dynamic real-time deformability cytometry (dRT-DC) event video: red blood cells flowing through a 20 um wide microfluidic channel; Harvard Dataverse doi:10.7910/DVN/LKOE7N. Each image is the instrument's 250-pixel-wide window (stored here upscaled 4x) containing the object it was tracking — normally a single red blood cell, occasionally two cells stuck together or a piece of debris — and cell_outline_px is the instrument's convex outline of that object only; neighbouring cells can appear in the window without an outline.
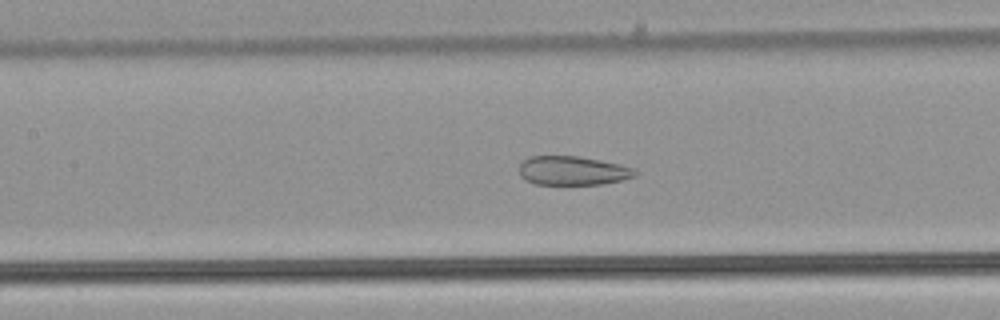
{"species": "common noctule bat (a hibernating species)", "species_latin": "Nyctalus noctula", "temperature_condition": "warm", "stored_images_in_passage": 52, "camera_frame_rate_fps": 3000, "um_per_image_px": 0.085, "animal": {"sex": "male", "body_mass_g": 21.5, "forearm_length_mm": 52.0}, "frame": {"image": 1, "passage_image": 24, "time_ms": 7.667, "image_size_px": [1000, 320], "cell_outline_px": [[640, 172], [636, 176], [604, 184], [536, 184], [524, 180], [520, 176], [520, 164], [528, 156], [576, 156], [600, 160], [620, 164], [636, 168]], "centroid_in_image_um": [48.71, 14.5], "position_along_channel_um": 158.7, "area_um2": 19.71}}
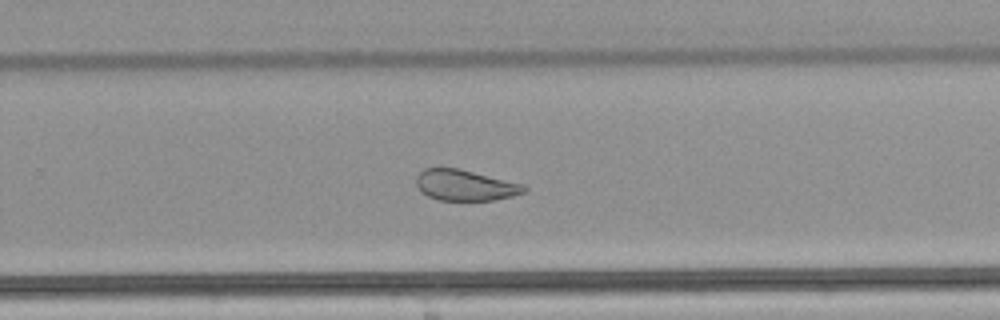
{"frame": {"image": 2, "passage_image": 34, "time_ms": 11.0, "image_size_px": [1000, 320], "cell_outline_px": [[528, 188], [524, 192], [512, 196], [492, 200], [440, 200], [428, 196], [420, 192], [416, 184], [416, 176], [424, 168], [460, 168], [524, 184]], "centroid_in_image_um": [39.53, 15.73], "position_along_channel_um": 290.3, "area_um2": 19.48}}
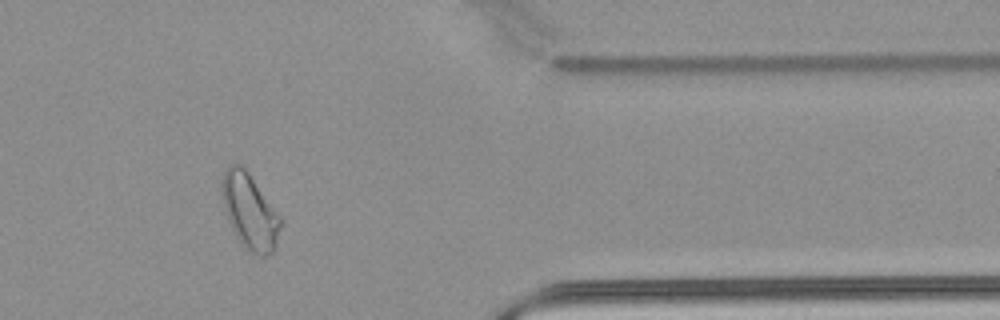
{"frame": {"image": 3, "passage_image": 43, "time_ms": 14.0, "image_size_px": [1000, 320], "cell_outline_px": [[280, 224], [272, 252], [264, 256], [260, 256], [248, 252], [240, 244], [228, 220], [224, 208], [220, 188], [220, 180], [224, 172], [232, 164], [240, 164], [248, 172], [280, 216]], "centroid_in_image_um": [21.17, 17.97], "position_along_channel_um": 390.2, "area_um2": 25.37}, "authors_computed_cell_mechanics": {"area_um2": 26.3568, "velocity_mm_per_s": 3.9522, "shape_relaxation_time_tau1_ms": null, "shape_relaxation_time_tau2_ms": 1.1463, "deformation_change_tau1": null, "deformation_change_tau2": 0.0741}}